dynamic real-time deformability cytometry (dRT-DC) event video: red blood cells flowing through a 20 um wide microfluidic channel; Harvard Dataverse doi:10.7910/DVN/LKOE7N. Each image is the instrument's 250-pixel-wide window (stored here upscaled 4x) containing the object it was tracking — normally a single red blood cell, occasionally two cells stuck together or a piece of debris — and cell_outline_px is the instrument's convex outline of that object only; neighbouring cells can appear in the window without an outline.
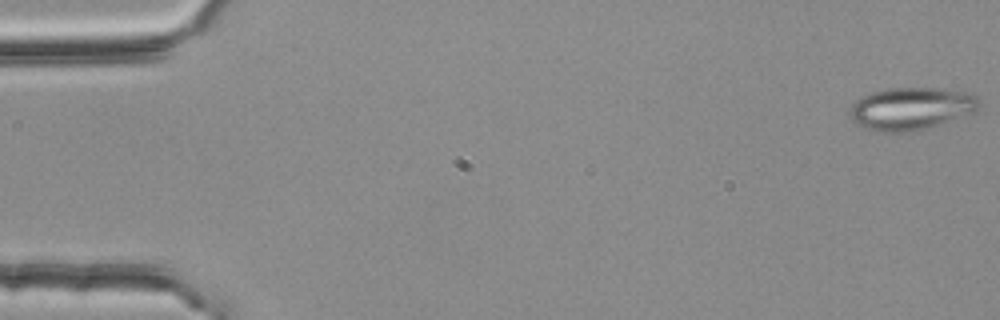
{"species": "common noctule bat (a hibernating species)", "species_latin": "Nyctalus noctula", "temperature_condition": "room temperature", "stored_images_in_passage": 15, "camera_frame_rate_fps": 3000, "um_per_image_px": 0.085, "animal": {"sex": "female", "body_mass_g": 25.1}, "frame": {"image": 1, "passage_image": 1, "time_ms": 0.0, "image_size_px": [1000, 320], "cell_outline_px": [[980, 108], [976, 112], [924, 128], [904, 132], [876, 132], [864, 128], [856, 124], [848, 116], [848, 112], [852, 104], [860, 96], [868, 92], [884, 88], [944, 88], [972, 92], [980, 100]], "centroid_in_image_um": [77.42, 9.2], "position_along_channel_um": 7.6, "area_um2": 32.6}}